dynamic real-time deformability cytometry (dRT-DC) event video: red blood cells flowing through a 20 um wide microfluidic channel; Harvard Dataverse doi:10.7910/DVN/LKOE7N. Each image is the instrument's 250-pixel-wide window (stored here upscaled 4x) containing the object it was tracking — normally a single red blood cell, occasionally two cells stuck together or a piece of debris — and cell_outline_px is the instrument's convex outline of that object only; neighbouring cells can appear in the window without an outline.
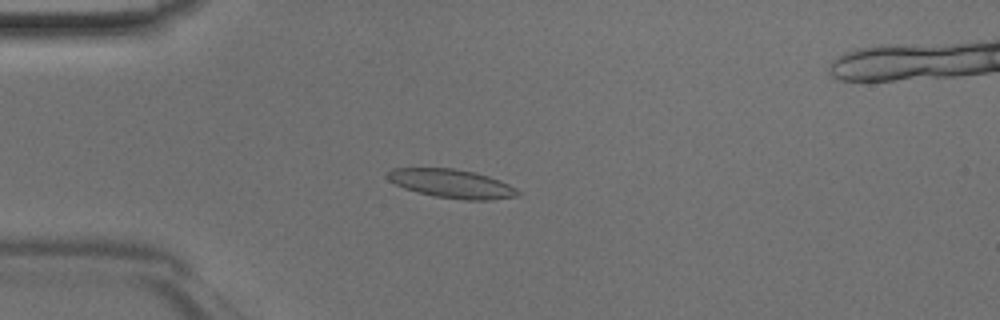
{"species": "Egyptian fruit bat (a non-hibernating species)", "species_latin": "Rousettus aegyptiacus", "temperature_condition": "room temperature", "stored_images_in_passage": 41, "camera_frame_rate_fps": 3000, "um_per_image_px": 0.085, "animal": {"sex": "male"}, "frame": {"image": 1, "passage_image": 13, "time_ms": 4.0, "image_size_px": [1000, 320], "cell_outline_px": [[524, 192], [516, 196], [488, 200], [464, 200], [432, 196], [404, 188], [388, 180], [384, 176], [392, 168], [452, 168], [472, 172], [488, 176], [500, 180]], "centroid_in_image_um": [38.39, 15.61], "position_along_channel_um": 46.6, "area_um2": 21.85}}
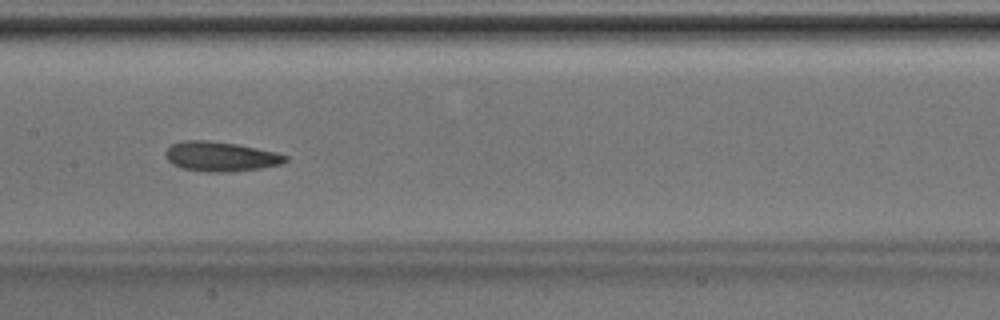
{"frame": {"image": 2, "passage_image": 24, "time_ms": 7.667, "image_size_px": [1000, 320], "cell_outline_px": [[288, 160], [280, 164], [260, 168], [232, 172], [204, 172], [180, 168], [172, 164], [164, 156], [164, 152], [172, 144], [184, 140], [208, 140], [236, 144], [276, 152], [288, 156]], "centroid_in_image_um": [18.72, 13.31], "position_along_channel_um": 188.7, "area_um2": 20.87}}
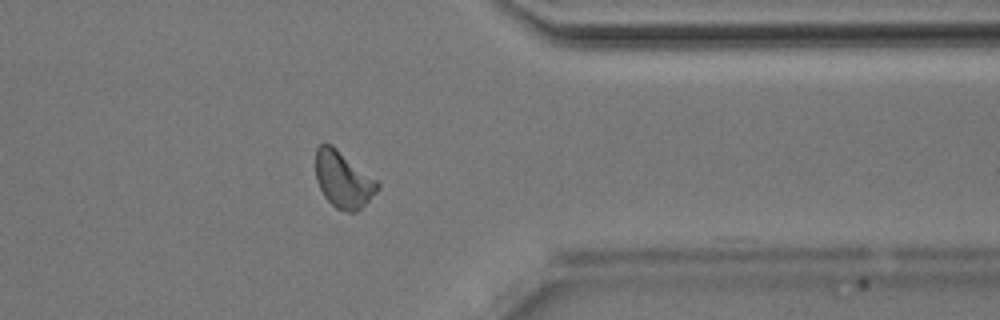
{"frame": {"image": 3, "passage_image": 38, "time_ms": 12.333, "image_size_px": [1000, 320], "cell_outline_px": [[380, 184], [376, 192], [356, 212], [348, 212], [336, 208], [324, 196], [316, 180], [316, 148], [320, 144], [332, 144], [376, 180]], "centroid_in_image_um": [29.15, 15.25], "position_along_channel_um": 382.3, "area_um2": 20.0}}